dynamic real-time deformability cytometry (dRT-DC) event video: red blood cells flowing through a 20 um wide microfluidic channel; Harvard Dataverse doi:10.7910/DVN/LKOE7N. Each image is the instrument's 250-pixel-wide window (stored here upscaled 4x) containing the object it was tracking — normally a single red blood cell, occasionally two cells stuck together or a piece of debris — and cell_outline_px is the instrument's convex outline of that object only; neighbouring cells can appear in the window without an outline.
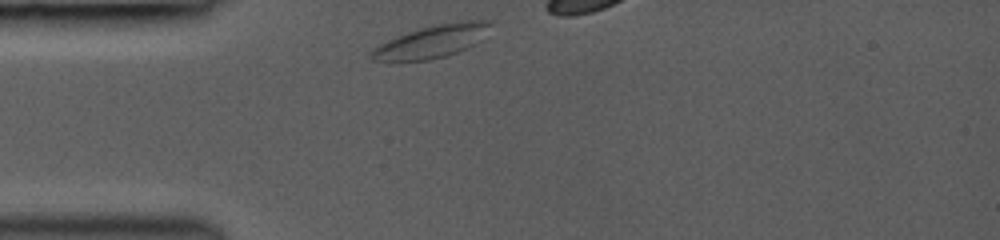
{"species": "common noctule bat (a hibernating species)", "species_latin": "Nyctalus noctula", "temperature_condition": "room temperature", "stored_images_in_passage": 6, "camera_frame_rate_fps": 3000, "um_per_image_px": 0.085, "animal": {"sex": "female", "body_mass_g": 19.0, "forearm_length_mm": 53.3}, "frame": {"image": 1, "passage_image": 1, "time_ms": 0.0, "image_size_px": [1000, 240], "cell_outline_px": [[492, 24], [484, 40], [468, 48], [444, 56], [428, 60], [392, 64], [372, 60], [368, 56], [368, 52], [380, 44], [396, 36], [432, 24], [460, 20], [492, 20]], "centroid_in_image_um": [36.68, 3.55], "position_along_channel_um": 48.3, "area_um2": 23.76}}